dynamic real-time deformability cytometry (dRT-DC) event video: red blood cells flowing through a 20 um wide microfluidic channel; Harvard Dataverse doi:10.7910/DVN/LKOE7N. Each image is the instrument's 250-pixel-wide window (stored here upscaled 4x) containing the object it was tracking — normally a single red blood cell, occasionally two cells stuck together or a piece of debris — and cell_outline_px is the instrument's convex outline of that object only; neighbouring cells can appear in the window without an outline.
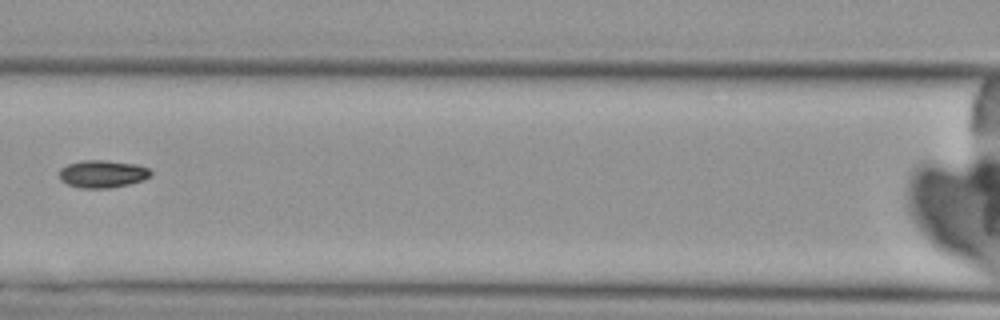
{"species": "Egyptian fruit bat (a non-hibernating species)", "species_latin": "Rousettus aegyptiacus", "temperature_condition": "cold", "stored_images_in_passage": 3, "camera_frame_rate_fps": 3000, "um_per_image_px": 0.085, "animal": {"sex": "female"}, "frame": {"image": 1, "passage_image": 3, "time_ms": 2.333, "image_size_px": [1000, 320], "cell_outline_px": [[152, 176], [144, 180], [128, 184], [108, 188], [84, 188], [68, 184], [60, 180], [60, 168], [68, 164], [80, 160], [108, 160], [136, 164], [148, 168], [152, 172]], "centroid_in_image_um": [8.74, 14.77], "position_along_channel_um": 157.9, "area_um2": 14.74}}